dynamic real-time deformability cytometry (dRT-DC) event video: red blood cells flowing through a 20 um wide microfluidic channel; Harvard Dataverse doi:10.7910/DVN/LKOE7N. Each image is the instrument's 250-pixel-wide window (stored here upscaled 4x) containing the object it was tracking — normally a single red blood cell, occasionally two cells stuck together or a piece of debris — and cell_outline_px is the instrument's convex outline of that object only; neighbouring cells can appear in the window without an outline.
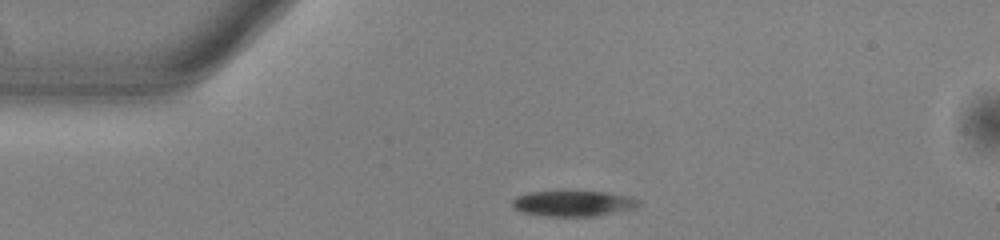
{"species": "common noctule bat (a hibernating species)", "species_latin": "Nyctalus noctula", "temperature_condition": "warm", "stored_images_in_passage": 42, "camera_frame_rate_fps": 3000, "um_per_image_px": 0.085, "animal": {"sex": "male", "body_mass_g": 13.0, "forearm_length_mm": 53.1}, "frame": {"image": 1, "passage_image": 1, "time_ms": 0.0, "image_size_px": [1000, 240], "cell_outline_px": [[644, 204], [636, 208], [596, 216], [544, 216], [520, 212], [512, 208], [512, 200], [516, 196], [528, 192], [608, 192], [632, 196], [640, 200]], "centroid_in_image_um": [48.76, 17.3], "position_along_channel_um": 36.2, "area_um2": 19.13}}
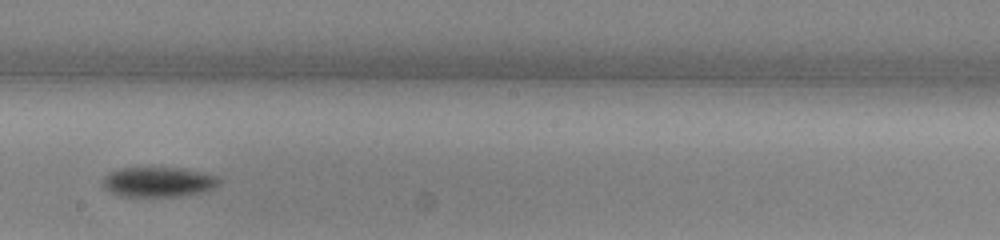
{"frame": {"image": 2, "passage_image": 19, "time_ms": 6.0, "image_size_px": [1000, 240], "cell_outline_px": [[224, 180], [216, 188], [200, 192], [180, 196], [120, 196], [104, 188], [100, 184], [104, 176], [108, 172], [120, 168], [176, 168], [216, 176]], "centroid_in_image_um": [13.43, 15.47], "position_along_channel_um": 234.8, "area_um2": 20.23}}
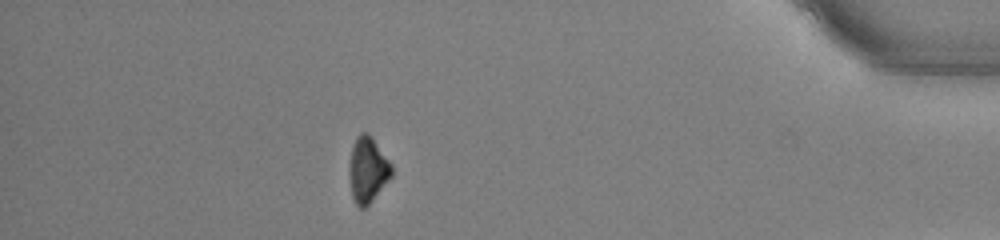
{"frame": {"image": 3, "passage_image": 36, "time_ms": 11.667, "image_size_px": [1000, 240], "cell_outline_px": [[392, 176], [368, 204], [364, 208], [360, 208], [356, 204], [352, 196], [348, 176], [348, 172], [352, 144], [356, 136], [360, 132], [368, 132], [372, 136], [392, 164]], "centroid_in_image_um": [31.23, 14.38], "position_along_channel_um": 404.0, "area_um2": 16.36}, "authors_computed_cell_mechanics": {"area_um2": 19.3052, "velocity_mm_per_s": 3.8729, "shape_relaxation_time_tau1_ms": 1.3085, "shape_relaxation_time_tau2_ms": null, "deformation_change_tau1": 0.094, "deformation_change_tau2": null}}